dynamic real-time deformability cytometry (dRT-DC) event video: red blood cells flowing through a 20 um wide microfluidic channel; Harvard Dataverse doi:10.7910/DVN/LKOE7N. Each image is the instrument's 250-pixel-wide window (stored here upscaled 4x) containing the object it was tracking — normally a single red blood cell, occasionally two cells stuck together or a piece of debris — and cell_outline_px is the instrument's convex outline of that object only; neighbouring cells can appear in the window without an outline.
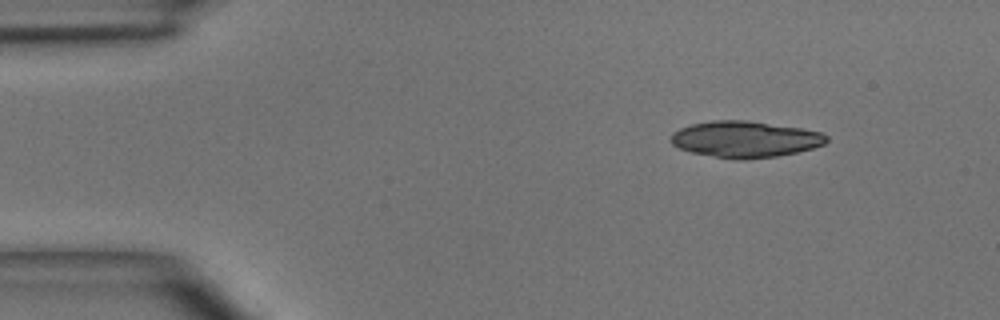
{"species": "common noctule bat (a hibernating species)", "species_latin": "Nyctalus noctula", "temperature_condition": "room temperature", "stored_images_in_passage": 3, "camera_frame_rate_fps": 3000, "um_per_image_px": 0.085, "animal": {"sex": "male", "body_mass_g": 15.6}, "frame": {"image": 1, "passage_image": 1, "time_ms": 0.0, "image_size_px": [1000, 320], "cell_outline_px": [[828, 140], [824, 144], [812, 148], [796, 152], [776, 156], [744, 160], [732, 160], [692, 152], [680, 148], [672, 144], [672, 132], [680, 128], [692, 124], [712, 120], [748, 120], [800, 128], [820, 132], [828, 136]], "centroid_in_image_um": [63.33, 11.84], "position_along_channel_um": 21.7, "area_um2": 32.89}}